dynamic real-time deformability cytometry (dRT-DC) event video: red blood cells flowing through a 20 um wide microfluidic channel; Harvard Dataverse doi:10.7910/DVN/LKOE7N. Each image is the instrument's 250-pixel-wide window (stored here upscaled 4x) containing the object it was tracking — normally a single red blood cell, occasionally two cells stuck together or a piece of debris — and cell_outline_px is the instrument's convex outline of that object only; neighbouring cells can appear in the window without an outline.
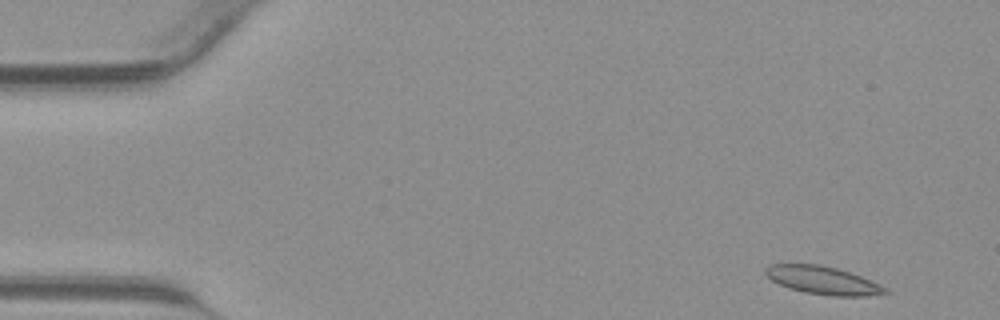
{"species": "common noctule bat (a hibernating species)", "species_latin": "Nyctalus noctula", "temperature_condition": "warm", "stored_images_in_passage": 11, "camera_frame_rate_fps": 3000, "um_per_image_px": 0.085, "animal": {"sex": "male", "body_mass_g": 23.1, "forearm_length_mm": 52.7}, "frame": {"image": 1, "passage_image": 1, "time_ms": 0.0, "image_size_px": [1000, 320], "cell_outline_px": [[888, 292], [868, 296], [832, 296], [804, 292], [788, 288], [772, 280], [764, 272], [764, 268], [772, 264], [820, 264], [836, 268], [860, 276], [880, 284], [888, 288]], "centroid_in_image_um": [69.94, 23.83], "position_along_channel_um": 15.1, "area_um2": 19.42}}